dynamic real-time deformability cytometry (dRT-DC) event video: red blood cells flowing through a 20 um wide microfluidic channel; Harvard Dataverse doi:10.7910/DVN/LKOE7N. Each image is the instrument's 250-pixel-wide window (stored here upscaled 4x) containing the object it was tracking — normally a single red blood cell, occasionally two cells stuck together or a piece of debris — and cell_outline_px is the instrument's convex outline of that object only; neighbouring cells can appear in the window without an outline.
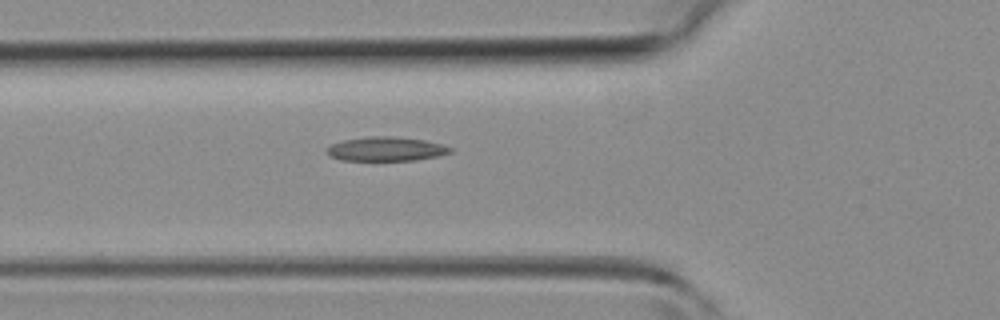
{"species": "common noctule bat (a hibernating species)", "species_latin": "Nyctalus noctula", "temperature_condition": "room temperature", "stored_images_in_passage": 15, "camera_frame_rate_fps": 3000, "um_per_image_px": 0.085, "animal": {"sex": "female", "body_mass_g": 19.3, "forearm_length_mm": 54.1}, "frame": {"image": 1, "passage_image": 2, "time_ms": 0.333, "image_size_px": [1000, 320], "cell_outline_px": [[456, 148], [452, 152], [440, 156], [416, 160], [340, 160], [328, 156], [324, 148], [332, 144], [344, 140], [372, 136], [392, 136], [424, 140]], "centroid_in_image_um": [32.82, 12.67], "position_along_channel_um": 93.0, "area_um2": 17.51}}
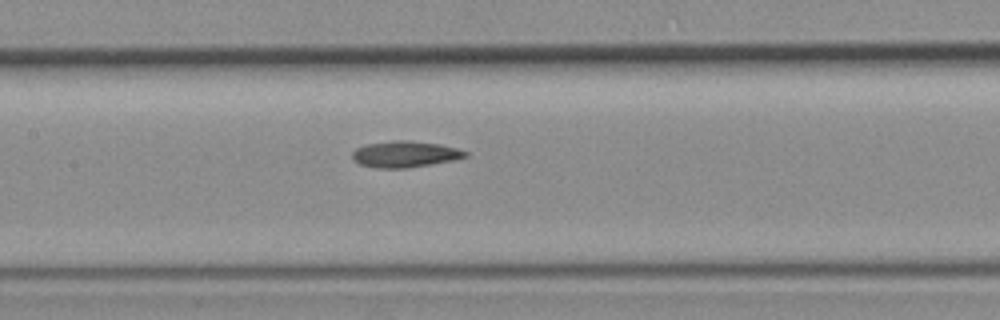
{"frame": {"image": 2, "passage_image": 7, "time_ms": 2.0, "image_size_px": [1000, 320], "cell_outline_px": [[468, 156], [452, 160], [404, 168], [376, 168], [360, 164], [352, 156], [352, 152], [356, 148], [368, 144], [392, 140], [412, 140], [440, 144], [456, 148], [468, 152]], "centroid_in_image_um": [34.42, 13.09], "position_along_channel_um": 173.0, "area_um2": 17.11}}
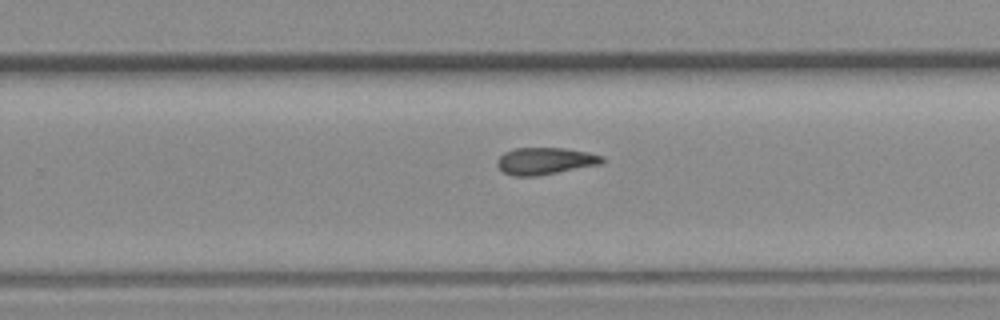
{"frame": {"image": 3, "passage_image": 14, "time_ms": 4.333, "image_size_px": [1000, 320], "cell_outline_px": [[604, 164], [536, 176], [512, 176], [504, 172], [496, 164], [496, 160], [504, 152], [516, 148], [564, 148], [588, 152], [604, 156]], "centroid_in_image_um": [46.36, 13.68], "position_along_channel_um": 283.4, "area_um2": 16.65}}